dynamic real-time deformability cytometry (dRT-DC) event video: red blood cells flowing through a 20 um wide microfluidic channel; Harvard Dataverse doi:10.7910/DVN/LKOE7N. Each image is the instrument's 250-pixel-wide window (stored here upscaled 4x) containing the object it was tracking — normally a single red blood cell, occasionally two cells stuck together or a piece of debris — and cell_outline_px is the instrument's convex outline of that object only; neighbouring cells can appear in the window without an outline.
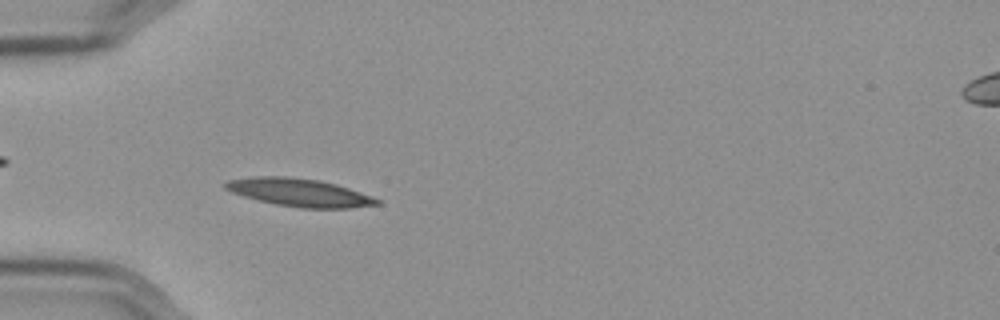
{"species": "Egyptian fruit bat (a non-hibernating species)", "species_latin": "Rousettus aegyptiacus", "temperature_condition": "cold", "stored_images_in_passage": 57, "camera_frame_rate_fps": 3000, "um_per_image_px": 0.085, "frame": {"image": 1, "passage_image": 18, "time_ms": 5.667, "image_size_px": [1000, 320], "cell_outline_px": [[380, 204], [352, 208], [300, 208], [276, 204], [256, 200], [232, 192], [224, 188], [224, 184], [228, 180], [256, 176], [288, 176], [320, 180], [336, 184], [372, 196], [380, 200]], "centroid_in_image_um": [25.45, 16.36], "position_along_channel_um": 59.6, "area_um2": 24.68}}
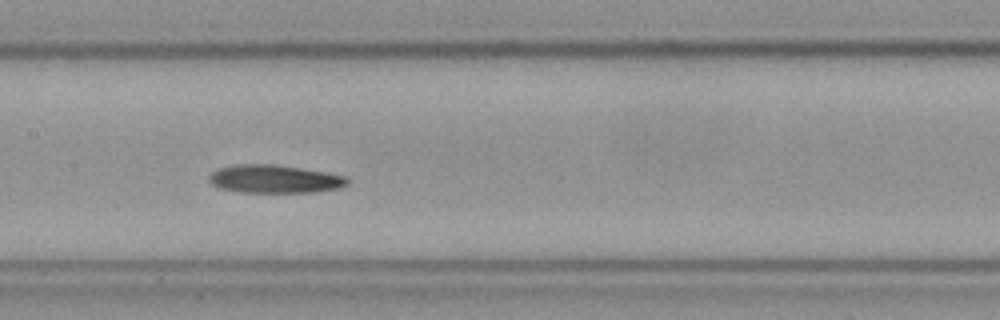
{"frame": {"image": 2, "passage_image": 29, "time_ms": 9.333, "image_size_px": [1000, 320], "cell_outline_px": [[348, 184], [340, 188], [316, 192], [236, 192], [220, 188], [212, 184], [208, 180], [208, 176], [212, 172], [220, 168], [240, 164], [272, 164], [300, 168], [324, 172], [344, 176], [348, 180]], "centroid_in_image_um": [23.32, 15.22], "position_along_channel_um": 184.1, "area_um2": 22.54}}
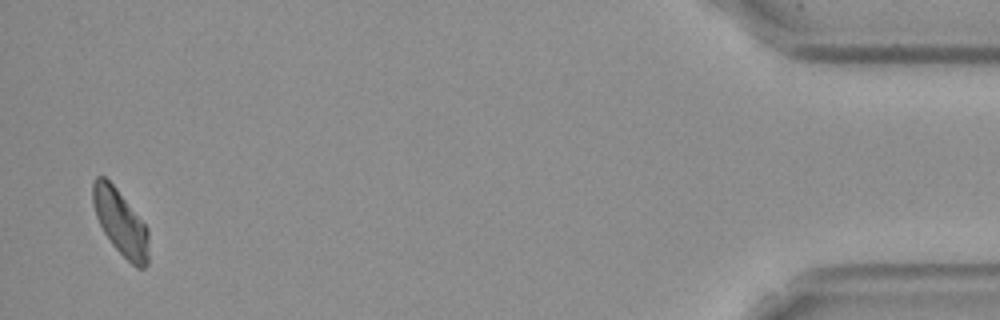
{"frame": {"image": 3, "passage_image": 56, "time_ms": 18.333, "image_size_px": [1000, 320], "cell_outline_px": [[148, 264], [144, 268], [136, 268], [112, 244], [104, 232], [96, 216], [92, 200], [92, 184], [96, 176], [104, 176], [116, 188], [148, 228]], "centroid_in_image_um": [10.24, 18.91], "position_along_channel_um": 425.0, "area_um2": 21.04}, "authors_computed_cell_mechanics": {"area_um2": 22.4264, "velocity_mm_per_s": 3.5511, "shape_relaxation_time_tau1_ms": null, "shape_relaxation_time_tau2_ms": 7.4297, "deformation_change_tau1": null, "deformation_change_tau2": 0.1668}}